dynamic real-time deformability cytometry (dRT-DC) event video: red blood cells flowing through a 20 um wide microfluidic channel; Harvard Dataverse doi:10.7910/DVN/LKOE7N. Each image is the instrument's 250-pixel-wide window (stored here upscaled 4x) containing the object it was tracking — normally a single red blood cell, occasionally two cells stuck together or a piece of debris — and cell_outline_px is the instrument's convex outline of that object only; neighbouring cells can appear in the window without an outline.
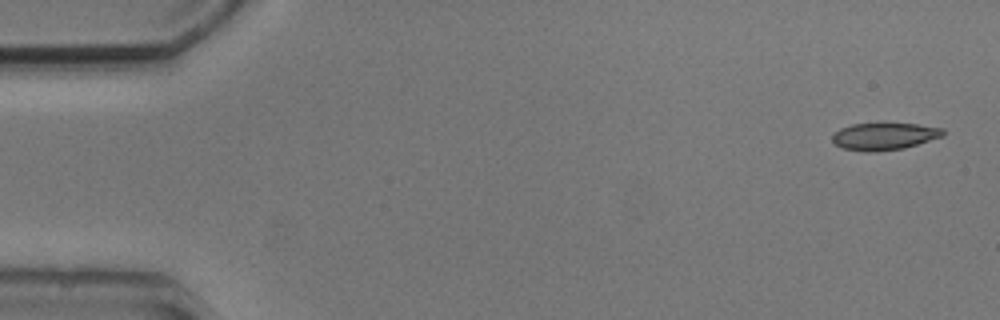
{"species": "common noctule bat (a hibernating species)", "species_latin": "Nyctalus noctula", "temperature_condition": "cold", "stored_images_in_passage": 5, "camera_frame_rate_fps": 3000, "um_per_image_px": 0.085, "animal": {"sex": "male", "body_mass_g": 20.5, "forearm_length_mm": 52.5}, "frame": {"image": 1, "passage_image": 1, "time_ms": 0.0, "image_size_px": [1000, 320], "cell_outline_px": [[944, 136], [904, 148], [876, 152], [864, 152], [840, 148], [832, 140], [832, 136], [840, 128], [852, 124], [916, 124], [944, 128]], "centroid_in_image_um": [75.15, 11.6], "position_along_channel_um": 9.8, "area_um2": 17.51}}
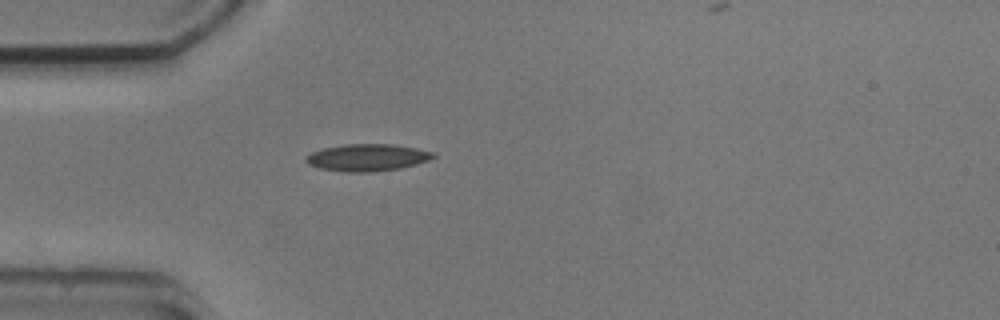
{"frame": {"image": 2, "passage_image": 4, "time_ms": 4.333, "image_size_px": [1000, 320], "cell_outline_px": [[436, 156], [428, 160], [416, 164], [400, 168], [372, 172], [344, 172], [320, 168], [308, 164], [304, 160], [304, 156], [312, 152], [324, 148], [344, 144], [392, 144], [416, 148], [436, 152]], "centroid_in_image_um": [31.21, 13.39], "position_along_channel_um": 53.8, "area_um2": 20.17}}